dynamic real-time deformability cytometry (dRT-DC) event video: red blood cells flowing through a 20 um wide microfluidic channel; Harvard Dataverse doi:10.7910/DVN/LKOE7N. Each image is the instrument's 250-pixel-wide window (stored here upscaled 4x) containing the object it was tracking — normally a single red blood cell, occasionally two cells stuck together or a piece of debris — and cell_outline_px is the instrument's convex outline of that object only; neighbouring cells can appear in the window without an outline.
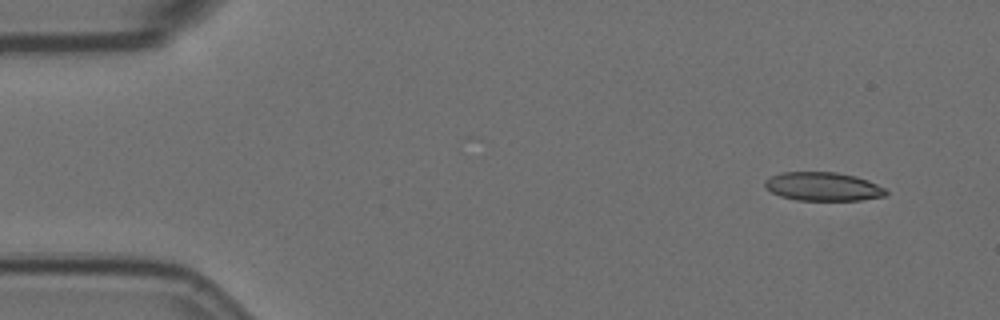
{"species": "Egyptian fruit bat (a non-hibernating species)", "species_latin": "Rousettus aegyptiacus", "temperature_condition": "room temperature", "stored_images_in_passage": 14, "camera_frame_rate_fps": 3000, "um_per_image_px": 0.085, "animal": {"sex": "female"}, "frame": {"image": 1, "passage_image": 1, "time_ms": 0.0, "image_size_px": [1000, 320], "cell_outline_px": [[888, 196], [860, 200], [796, 200], [780, 196], [772, 192], [764, 184], [764, 180], [780, 172], [836, 172], [856, 176], [868, 180], [884, 188], [888, 192]], "centroid_in_image_um": [69.98, 15.86], "position_along_channel_um": 15.0, "area_um2": 20.23}}
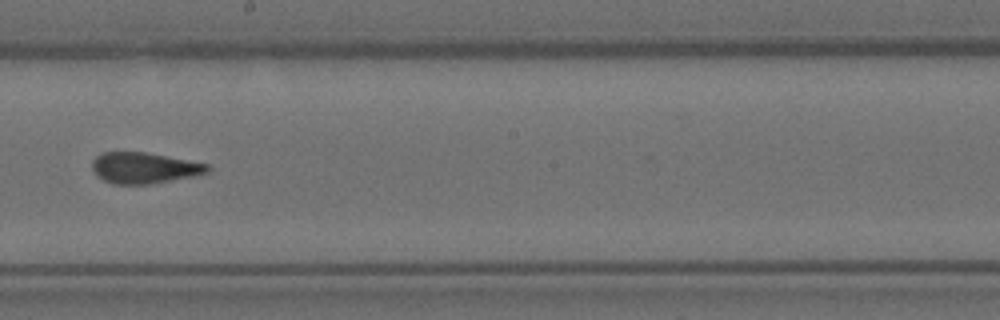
{"frame": {"image": 2, "passage_image": 8, "time_ms": 9.0, "image_size_px": [1000, 320], "cell_outline_px": [[212, 168], [208, 172], [192, 176], [152, 184], [112, 184], [104, 180], [92, 168], [92, 160], [100, 152], [144, 152], [208, 164]], "centroid_in_image_um": [12.25, 14.27], "position_along_channel_um": 236.0, "area_um2": 20.63}}
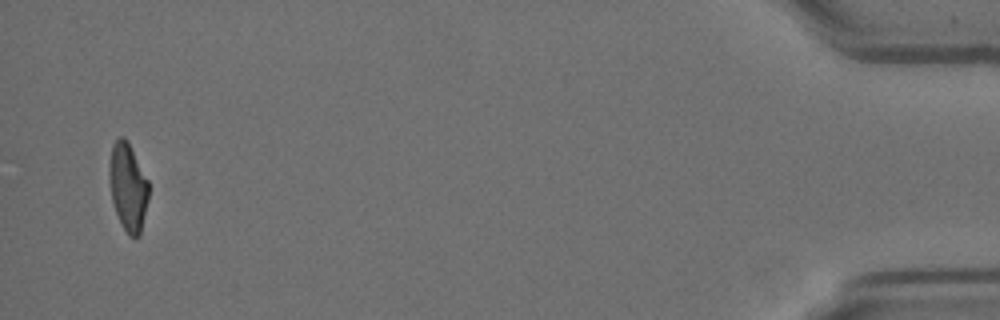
{"frame": {"image": 3, "passage_image": 14, "time_ms": 16.667, "image_size_px": [1000, 320], "cell_outline_px": [[148, 200], [140, 236], [128, 236], [116, 212], [112, 200], [108, 180], [108, 168], [112, 144], [120, 136], [124, 136], [128, 140], [148, 180]], "centroid_in_image_um": [10.86, 15.85], "position_along_channel_um": 424.3, "area_um2": 20.29}, "authors_computed_cell_mechanics": {"area_um2": 21.1837, "velocity_mm_per_s": 3.6116, "shape_relaxation_time_tau1_ms": 11.2768, "shape_relaxation_time_tau2_ms": 1.3528, "deformation_change_tau1": 0.2461, "deformation_change_tau2": 0.0555}}